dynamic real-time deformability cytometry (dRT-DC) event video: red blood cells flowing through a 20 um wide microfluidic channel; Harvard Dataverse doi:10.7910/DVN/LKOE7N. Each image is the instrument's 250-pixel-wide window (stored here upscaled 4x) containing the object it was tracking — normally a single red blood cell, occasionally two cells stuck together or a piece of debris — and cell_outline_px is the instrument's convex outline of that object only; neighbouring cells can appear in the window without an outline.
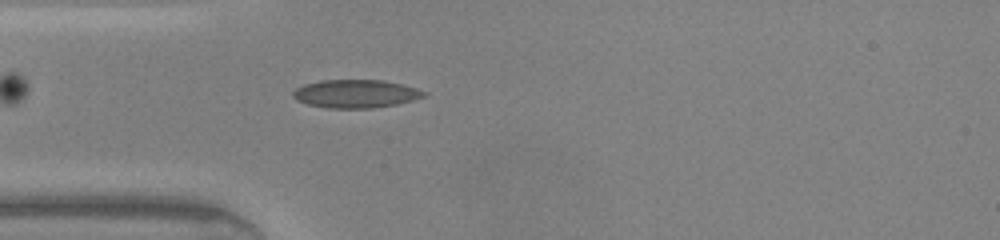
{"species": "common noctule bat (a hibernating species)", "species_latin": "Nyctalus noctula", "temperature_condition": "warm", "stored_images_in_passage": 48, "camera_frame_rate_fps": 3000, "um_per_image_px": 0.085, "animal": {"sex": "male", "body_mass_g": 20.0, "forearm_length_mm": 53.3}, "frame": {"image": 1, "passage_image": 11, "time_ms": 3.333, "image_size_px": [1000, 240], "cell_outline_px": [[428, 92], [424, 96], [412, 100], [396, 104], [372, 108], [328, 108], [308, 104], [296, 100], [292, 96], [292, 92], [296, 88], [304, 84], [320, 80], [384, 80], [416, 88]], "centroid_in_image_um": [30.2, 7.96], "position_along_channel_um": 54.8, "area_um2": 21.44}}
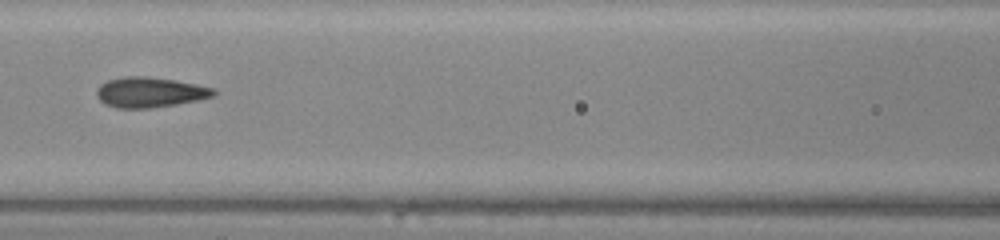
{"frame": {"image": 2, "passage_image": 18, "time_ms": 5.667, "image_size_px": [1000, 240], "cell_outline_px": [[216, 96], [176, 104], [148, 108], [116, 108], [104, 104], [96, 96], [96, 92], [100, 84], [108, 80], [124, 76], [148, 76], [176, 80], [216, 88]], "centroid_in_image_um": [12.74, 7.83], "position_along_channel_um": 153.9, "area_um2": 20.75}}
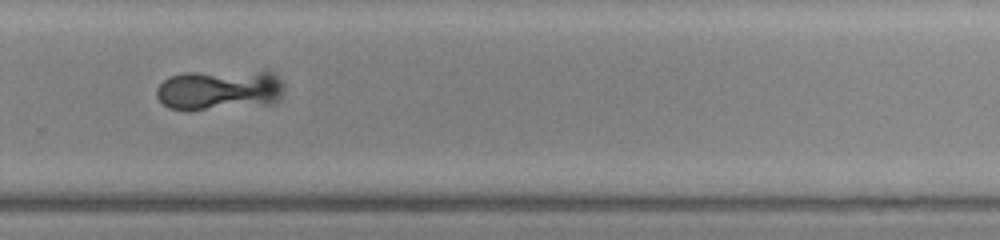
{"frame": {"image": 3, "passage_image": 29, "time_ms": 9.333, "image_size_px": [1000, 240], "cell_outline_px": [[284, 92], [272, 104], [188, 112], [184, 112], [168, 108], [156, 96], [156, 88], [168, 76], [184, 72], [268, 68], [280, 76], [284, 84]], "centroid_in_image_um": [18.71, 7.61], "position_along_channel_um": 311.1, "area_um2": 32.14}, "authors_computed_cell_mechanics": {"area_um2": 20.5768, "velocity_mm_per_s": 4.3536, "shape_relaxation_time_tau1_ms": 6.2231, "shape_relaxation_time_tau2_ms": null, "deformation_change_tau1": 0.1798, "deformation_change_tau2": null}}